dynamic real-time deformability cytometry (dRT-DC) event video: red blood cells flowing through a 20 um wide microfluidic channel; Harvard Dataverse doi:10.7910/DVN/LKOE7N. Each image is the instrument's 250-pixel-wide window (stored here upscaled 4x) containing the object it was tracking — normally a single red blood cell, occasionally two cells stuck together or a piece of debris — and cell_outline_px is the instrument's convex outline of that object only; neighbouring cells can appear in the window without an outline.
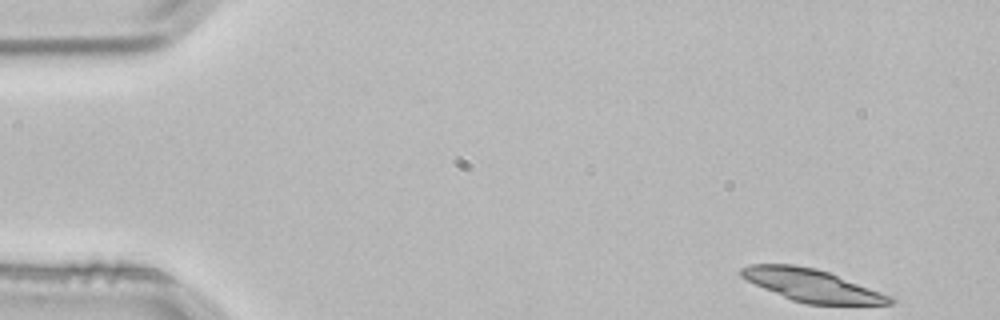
{"species": "common noctule bat (a hibernating species)", "species_latin": "Nyctalus noctula", "temperature_condition": "room temperature", "stored_images_in_passage": 3, "camera_frame_rate_fps": 3000, "um_per_image_px": 0.085, "animal": {"sex": "male", "body_mass_g": 21.5, "forearm_length_mm": 52.0}, "frame": {"image": 1, "passage_image": 1, "time_ms": 0.0, "image_size_px": [1000, 320], "cell_outline_px": [[896, 300], [892, 304], [804, 304], [792, 300], [764, 288], [740, 276], [740, 268], [748, 264], [792, 264], [816, 268], [828, 272], [892, 296]], "centroid_in_image_um": [69.01, 24.25], "position_along_channel_um": 16.0, "area_um2": 27.8}}